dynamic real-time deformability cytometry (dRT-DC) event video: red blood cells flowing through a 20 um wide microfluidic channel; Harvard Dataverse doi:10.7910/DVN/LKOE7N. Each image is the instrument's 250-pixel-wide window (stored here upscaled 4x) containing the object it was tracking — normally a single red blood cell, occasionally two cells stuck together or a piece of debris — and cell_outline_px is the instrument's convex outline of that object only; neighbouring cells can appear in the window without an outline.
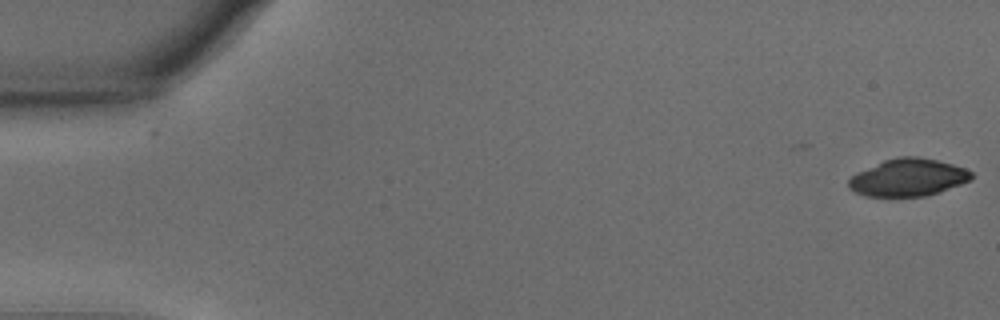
{"species": "common noctule bat (a hibernating species)", "species_latin": "Nyctalus noctula", "temperature_condition": "warm", "stored_images_in_passage": 49, "camera_frame_rate_fps": 3000, "um_per_image_px": 0.085, "animal": {"sex": "male", "body_mass_g": 15.6}, "frame": {"image": 1, "passage_image": 1, "time_ms": 0.0, "image_size_px": [1000, 320], "cell_outline_px": [[972, 180], [940, 192], [924, 196], [864, 196], [848, 188], [848, 180], [856, 172], [884, 160], [900, 156], [916, 156], [936, 160], [952, 164], [964, 168], [972, 172]], "centroid_in_image_um": [77.18, 15.09], "position_along_channel_um": 7.8, "area_um2": 26.76}}
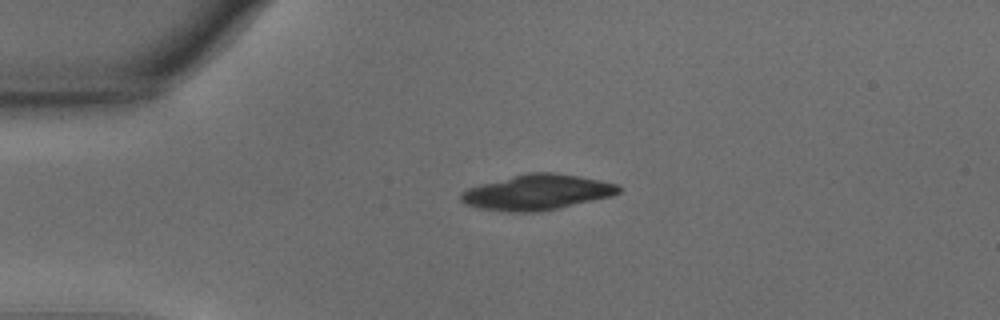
{"frame": {"image": 2, "passage_image": 13, "time_ms": 4.0, "image_size_px": [1000, 320], "cell_outline_px": [[620, 192], [612, 196], [540, 212], [508, 212], [480, 208], [464, 204], [460, 200], [460, 192], [468, 188], [480, 184], [528, 172], [552, 172], [600, 180], [616, 184], [620, 188]], "centroid_in_image_um": [45.61, 16.35], "position_along_channel_um": 39.4, "area_um2": 32.37}}